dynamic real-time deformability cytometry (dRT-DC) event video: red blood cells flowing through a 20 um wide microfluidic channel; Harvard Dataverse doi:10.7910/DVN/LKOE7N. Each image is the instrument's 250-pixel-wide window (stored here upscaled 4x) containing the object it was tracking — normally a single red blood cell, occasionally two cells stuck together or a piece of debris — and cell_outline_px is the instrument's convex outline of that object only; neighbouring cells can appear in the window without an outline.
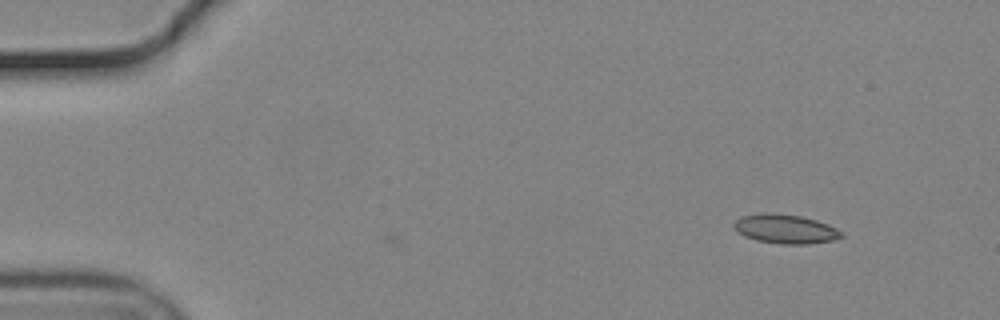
{"species": "common noctule bat (a hibernating species)", "species_latin": "Nyctalus noctula", "temperature_condition": "cold", "stored_images_in_passage": 44, "camera_frame_rate_fps": 3000, "um_per_image_px": 0.085, "animal": {"sex": "male", "body_mass_g": 19.2, "forearm_length_mm": 51.8}, "frame": {"image": 1, "passage_image": 1, "time_ms": 0.0, "image_size_px": [1000, 320], "cell_outline_px": [[844, 236], [832, 240], [808, 244], [780, 244], [756, 240], [744, 236], [732, 224], [740, 216], [760, 212], [772, 212], [800, 216], [816, 220], [828, 224], [844, 232]], "centroid_in_image_um": [66.76, 19.45], "position_along_channel_um": 18.2, "area_um2": 18.38}}
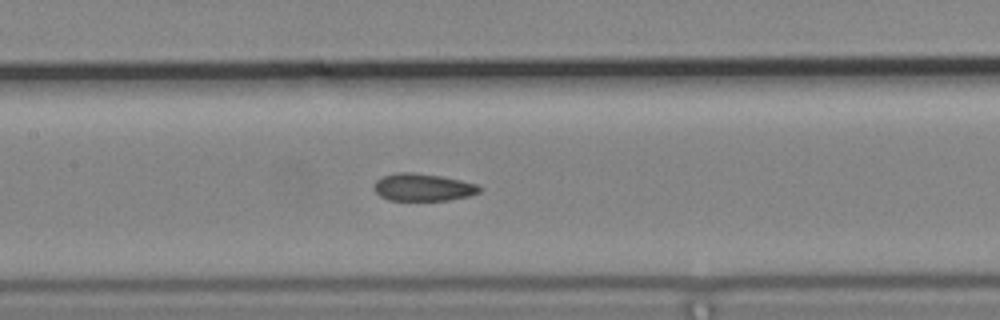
{"frame": {"image": 2, "passage_image": 22, "time_ms": 7.0, "image_size_px": [1000, 320], "cell_outline_px": [[480, 192], [468, 196], [448, 200], [388, 200], [380, 196], [376, 192], [376, 180], [380, 176], [396, 172], [412, 172], [440, 176], [460, 180], [476, 184], [480, 188]], "centroid_in_image_um": [35.92, 15.91], "position_along_channel_um": 171.5, "area_um2": 16.7}}
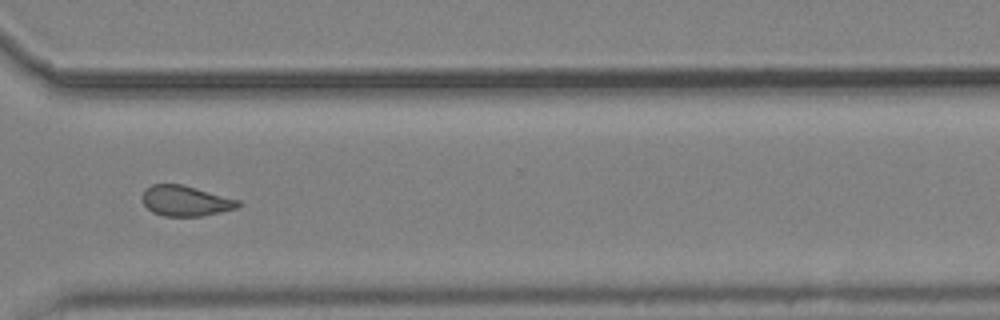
{"frame": {"image": 3, "passage_image": 37, "time_ms": 12.0, "image_size_px": [1000, 320], "cell_outline_px": [[240, 204], [236, 208], [220, 212], [200, 216], [164, 216], [152, 212], [140, 200], [140, 196], [144, 188], [152, 184], [180, 184], [240, 200]], "centroid_in_image_um": [15.7, 17.07], "position_along_channel_um": 354.9, "area_um2": 16.99}, "authors_computed_cell_mechanics": {"area_um2": 17.1377, "velocity_mm_per_s": 3.6829, "shape_relaxation_time_tau1_ms": null, "shape_relaxation_time_tau2_ms": 1.8511, "deformation_change_tau1": null, "deformation_change_tau2": 0.065}}